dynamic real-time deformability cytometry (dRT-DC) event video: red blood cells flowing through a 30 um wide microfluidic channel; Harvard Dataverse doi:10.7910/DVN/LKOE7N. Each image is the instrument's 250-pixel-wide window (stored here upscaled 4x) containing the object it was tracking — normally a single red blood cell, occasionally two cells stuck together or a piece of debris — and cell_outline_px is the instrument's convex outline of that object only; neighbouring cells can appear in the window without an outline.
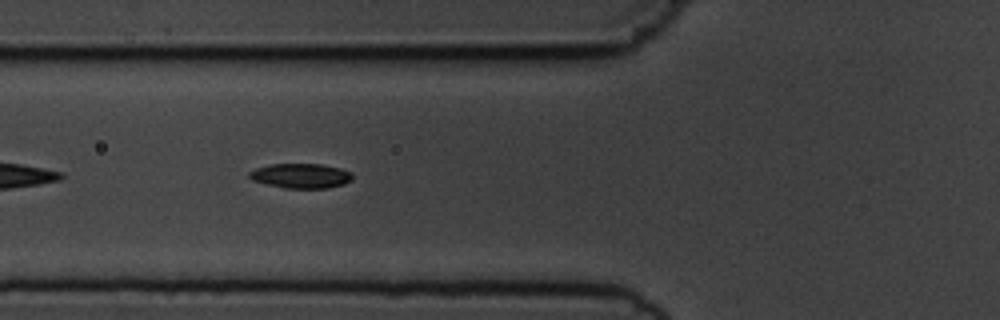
{"species": "common noctule bat (a hibernating species)", "species_latin": "Nyctalus noctula", "temperature_condition": "cold", "stored_images_in_passage": 39, "camera_frame_rate_fps": 3000, "um_per_image_px": 0.085, "animal": {"sex": "male", "body_mass_g": 19.5, "forearm_length_mm": 54.6}, "frame": {"image": 1, "passage_image": 5, "time_ms": 1.333, "image_size_px": [1000, 320], "cell_outline_px": [[352, 180], [344, 184], [328, 188], [284, 188], [252, 180], [248, 176], [248, 172], [256, 168], [272, 164], [320, 164], [340, 168], [352, 172]], "centroid_in_image_um": [25.59, 14.94], "position_along_channel_um": 100.2, "area_um2": 14.85}}
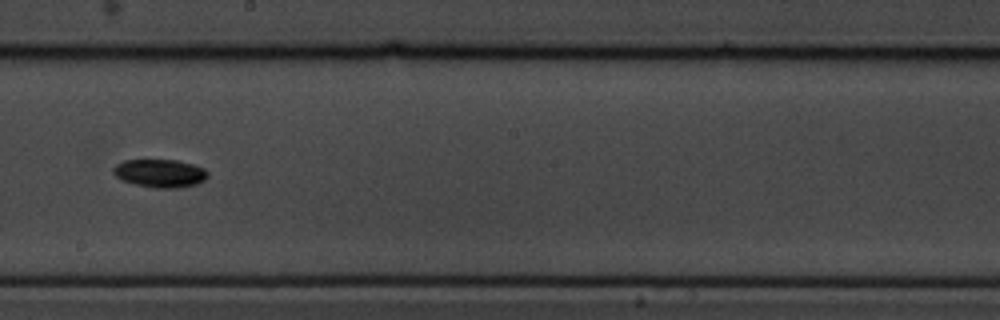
{"frame": {"image": 2, "passage_image": 16, "time_ms": 5.0, "image_size_px": [1000, 320], "cell_outline_px": [[208, 176], [204, 180], [196, 184], [180, 188], [152, 188], [120, 180], [112, 172], [112, 168], [116, 164], [124, 160], [176, 160], [192, 164], [204, 168], [208, 172]], "centroid_in_image_um": [13.58, 14.73], "position_along_channel_um": 234.6, "area_um2": 15.61}}
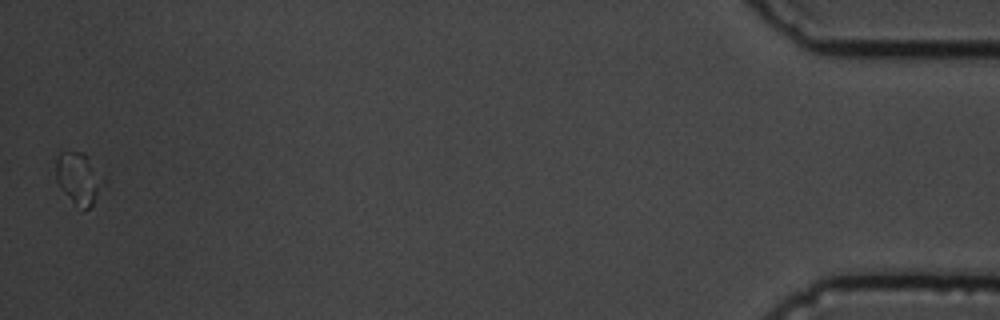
{"frame": {"image": 3, "passage_image": 39, "time_ms": 12.667, "image_size_px": [1000, 320], "cell_outline_px": [[108, 180], [92, 204], [88, 208], [80, 212], [60, 188], [56, 180], [56, 156], [60, 152], [84, 152], [108, 176]], "centroid_in_image_um": [6.76, 15.16], "position_along_channel_um": 428.4, "area_um2": 15.26}, "authors_computed_cell_mechanics": {"area_um2": 14.5656, "velocity_mm_per_s": 3.66, "shape_relaxation_time_tau1_ms": 1.6419, "shape_relaxation_time_tau2_ms": null, "deformation_change_tau1": 0.0671, "deformation_change_tau2": null}}